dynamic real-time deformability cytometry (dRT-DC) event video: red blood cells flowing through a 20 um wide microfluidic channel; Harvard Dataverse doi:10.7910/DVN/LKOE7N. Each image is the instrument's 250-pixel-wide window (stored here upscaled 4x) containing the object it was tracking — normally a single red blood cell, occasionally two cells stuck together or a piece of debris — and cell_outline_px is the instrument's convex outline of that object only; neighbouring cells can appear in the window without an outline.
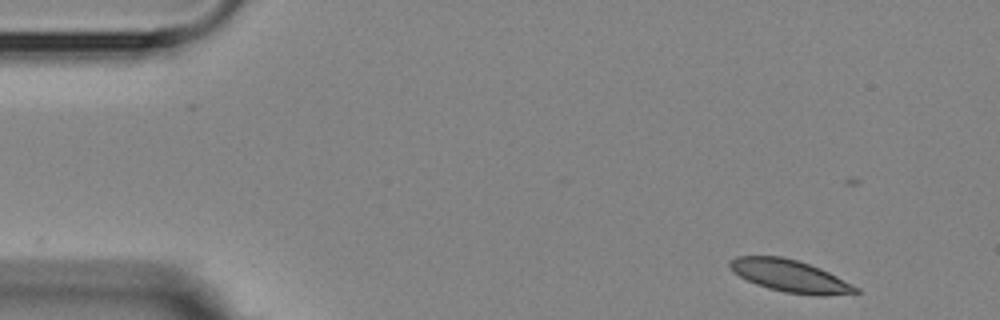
{"species": "Egyptian fruit bat (a non-hibernating species)", "species_latin": "Rousettus aegyptiacus", "temperature_condition": "room temperature", "stored_images_in_passage": 4, "camera_frame_rate_fps": 3000, "um_per_image_px": 0.085, "animal": {"sex": "female"}, "frame": {"image": 1, "passage_image": 1, "time_ms": 0.0, "image_size_px": [1000, 320], "cell_outline_px": [[860, 292], [824, 296], [816, 296], [784, 292], [768, 288], [756, 284], [732, 272], [728, 264], [728, 260], [736, 256], [780, 256], [796, 260], [820, 268], [860, 288]], "centroid_in_image_um": [67.13, 23.46], "position_along_channel_um": 17.9, "area_um2": 23.58}}
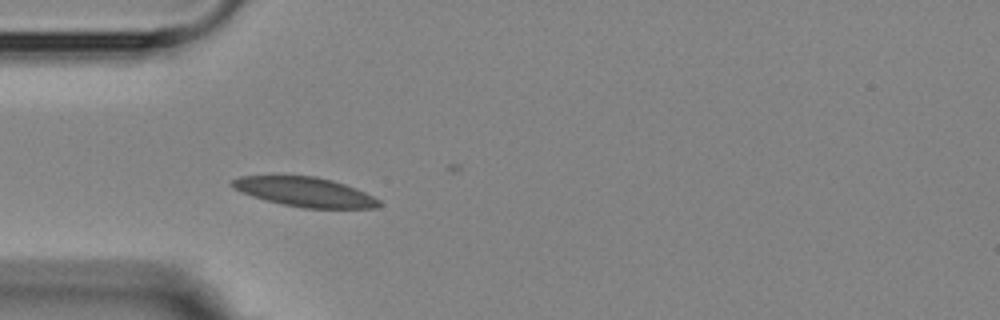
{"frame": {"image": 2, "passage_image": 4, "time_ms": 3.667, "image_size_px": [1000, 320], "cell_outline_px": [[380, 204], [376, 208], [304, 208], [284, 204], [252, 196], [240, 192], [232, 188], [228, 184], [232, 180], [240, 176], [316, 176], [332, 180], [356, 188], [380, 200]], "centroid_in_image_um": [25.89, 16.31], "position_along_channel_um": 59.1, "area_um2": 25.03}}